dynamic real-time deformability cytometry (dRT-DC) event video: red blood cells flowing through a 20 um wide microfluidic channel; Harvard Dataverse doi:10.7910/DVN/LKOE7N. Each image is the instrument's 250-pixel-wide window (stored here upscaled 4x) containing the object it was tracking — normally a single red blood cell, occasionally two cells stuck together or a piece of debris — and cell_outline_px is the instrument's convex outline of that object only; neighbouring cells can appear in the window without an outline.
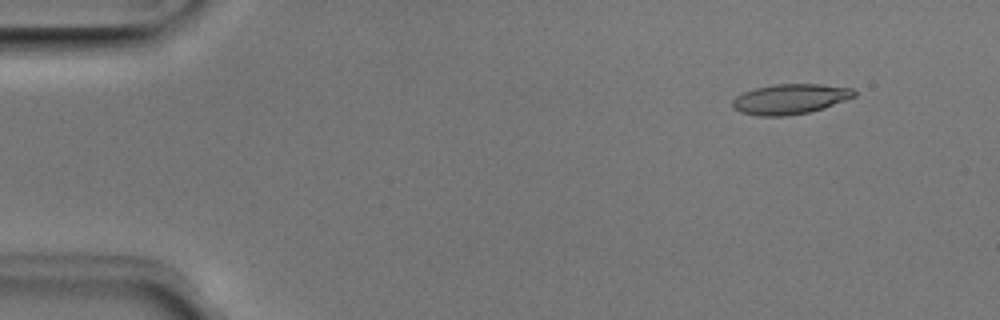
{"species": "Egyptian fruit bat (a non-hibernating species)", "species_latin": "Rousettus aegyptiacus", "temperature_condition": "room temperature", "stored_images_in_passage": 51, "camera_frame_rate_fps": 3000, "um_per_image_px": 0.085, "animal": {"sex": "male"}, "frame": {"image": 1, "passage_image": 5, "time_ms": 1.333, "image_size_px": [1000, 320], "cell_outline_px": [[856, 96], [808, 112], [788, 116], [756, 116], [740, 112], [732, 108], [732, 100], [736, 96], [744, 92], [756, 88], [776, 84], [820, 84], [852, 88], [856, 92]], "centroid_in_image_um": [67.11, 8.42], "position_along_channel_um": 17.9, "area_um2": 21.21}}
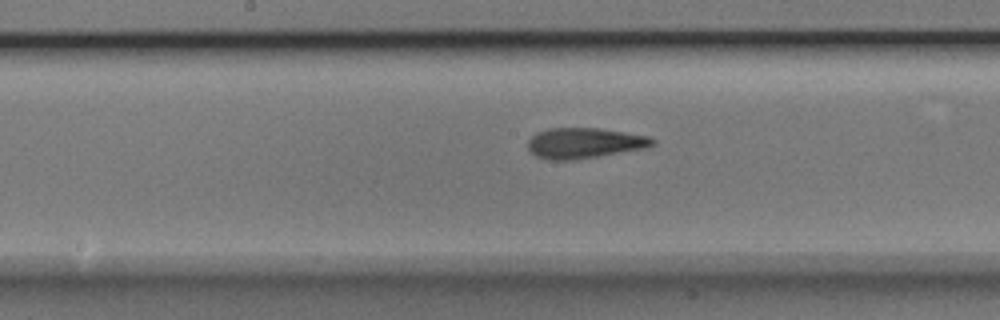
{"frame": {"image": 2, "passage_image": 26, "time_ms": 8.333, "image_size_px": [1000, 320], "cell_outline_px": [[656, 144], [648, 148], [576, 160], [548, 160], [536, 156], [528, 148], [528, 140], [536, 132], [548, 128], [596, 128], [624, 132], [648, 136], [656, 140]], "centroid_in_image_um": [49.69, 12.17], "position_along_channel_um": 198.5, "area_um2": 22.37}}
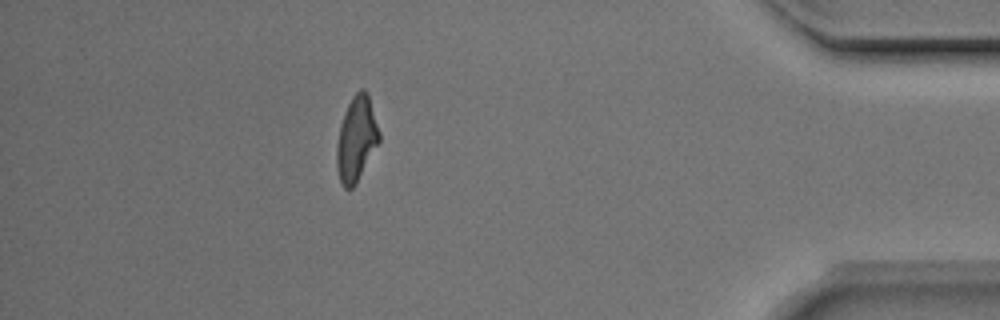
{"frame": {"image": 3, "passage_image": 45, "time_ms": 14.667, "image_size_px": [1000, 320], "cell_outline_px": [[380, 140], [356, 184], [352, 188], [344, 188], [340, 180], [336, 168], [336, 144], [340, 124], [348, 104], [352, 96], [360, 88], [364, 88], [368, 92], [380, 132]], "centroid_in_image_um": [30.29, 11.79], "position_along_channel_um": 404.9, "area_um2": 21.15}, "authors_computed_cell_mechanics": {"area_um2": 21.2704, "velocity_mm_per_s": 3.9733, "shape_relaxation_time_tau1_ms": 4.1194, "shape_relaxation_time_tau2_ms": 1.9234, "deformation_change_tau1": 0.189, "deformation_change_tau2": 0.1247}}